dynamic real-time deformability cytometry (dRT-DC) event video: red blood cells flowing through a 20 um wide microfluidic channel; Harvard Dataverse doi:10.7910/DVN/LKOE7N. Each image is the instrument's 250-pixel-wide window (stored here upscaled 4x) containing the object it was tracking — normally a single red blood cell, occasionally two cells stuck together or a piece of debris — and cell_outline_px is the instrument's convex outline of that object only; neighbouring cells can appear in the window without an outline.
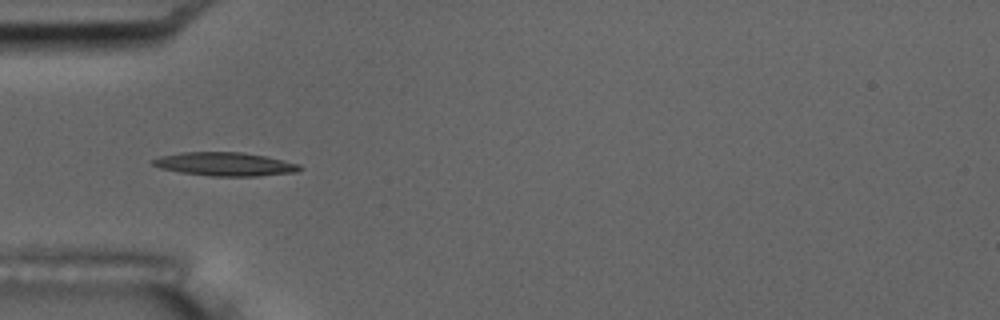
{"species": "common noctule bat (a hibernating species)", "species_latin": "Nyctalus noctula", "temperature_condition": "room temperature", "stored_images_in_passage": 12, "camera_frame_rate_fps": 3000, "um_per_image_px": 0.085, "animal": {"sex": "male", "body_mass_g": 17.5, "forearm_length_mm": 52.3}, "frame": {"image": 1, "passage_image": 4, "time_ms": 3.333, "image_size_px": [1000, 320], "cell_outline_px": [[304, 168], [296, 172], [256, 176], [212, 176], [180, 172], [160, 168], [152, 164], [148, 160], [160, 156], [180, 152], [240, 152], [268, 156], [300, 164]], "centroid_in_image_um": [19.12, 13.94], "position_along_channel_um": 65.9, "area_um2": 20.35}}
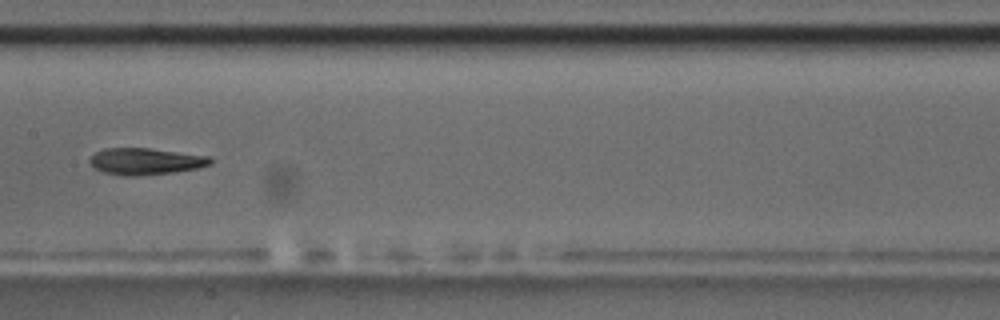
{"frame": {"image": 2, "passage_image": 7, "time_ms": 7.0, "image_size_px": [1000, 320], "cell_outline_px": [[212, 164], [196, 168], [176, 172], [136, 176], [124, 176], [104, 172], [96, 168], [88, 160], [96, 152], [104, 148], [148, 148], [208, 156], [212, 160]], "centroid_in_image_um": [12.37, 13.72], "position_along_channel_um": 195.0, "area_um2": 18.55}, "authors_computed_cell_mechanics": {"area_um2": 18.6983, "velocity_mm_per_s": 3.5497, "shape_relaxation_time_tau1_ms": 8.0087, "shape_relaxation_time_tau2_ms": 3.3095, "deformation_change_tau1": 0.2062, "deformation_change_tau2": 0.0971}}